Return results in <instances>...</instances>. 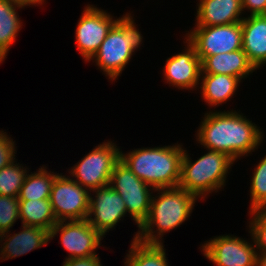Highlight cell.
<instances>
[{"label": "cell", "mask_w": 266, "mask_h": 266, "mask_svg": "<svg viewBox=\"0 0 266 266\" xmlns=\"http://www.w3.org/2000/svg\"><path fill=\"white\" fill-rule=\"evenodd\" d=\"M251 181V210L249 212L266 207V156L254 169Z\"/></svg>", "instance_id": "d4e9b609"}, {"label": "cell", "mask_w": 266, "mask_h": 266, "mask_svg": "<svg viewBox=\"0 0 266 266\" xmlns=\"http://www.w3.org/2000/svg\"><path fill=\"white\" fill-rule=\"evenodd\" d=\"M128 252L125 266H168L163 244H146L133 239Z\"/></svg>", "instance_id": "7402d4cb"}, {"label": "cell", "mask_w": 266, "mask_h": 266, "mask_svg": "<svg viewBox=\"0 0 266 266\" xmlns=\"http://www.w3.org/2000/svg\"><path fill=\"white\" fill-rule=\"evenodd\" d=\"M200 76L202 97L208 105L212 106L226 103L232 98L241 81L238 77L225 74H201Z\"/></svg>", "instance_id": "d6986e66"}, {"label": "cell", "mask_w": 266, "mask_h": 266, "mask_svg": "<svg viewBox=\"0 0 266 266\" xmlns=\"http://www.w3.org/2000/svg\"><path fill=\"white\" fill-rule=\"evenodd\" d=\"M88 192L75 179L58 174L49 198L56 220H85L89 212Z\"/></svg>", "instance_id": "ba28073f"}, {"label": "cell", "mask_w": 266, "mask_h": 266, "mask_svg": "<svg viewBox=\"0 0 266 266\" xmlns=\"http://www.w3.org/2000/svg\"><path fill=\"white\" fill-rule=\"evenodd\" d=\"M197 131V141L206 150L225 153L234 161L253 152L263 139L252 121L236 111L209 112Z\"/></svg>", "instance_id": "6da1fadb"}, {"label": "cell", "mask_w": 266, "mask_h": 266, "mask_svg": "<svg viewBox=\"0 0 266 266\" xmlns=\"http://www.w3.org/2000/svg\"><path fill=\"white\" fill-rule=\"evenodd\" d=\"M156 191L161 192L158 196L152 197L148 218L133 238L146 244H163L161 239L163 234L177 228L187 220L198 199L194 194L178 186L158 188L155 189ZM155 226L156 231L153 228Z\"/></svg>", "instance_id": "7a4b0ae2"}, {"label": "cell", "mask_w": 266, "mask_h": 266, "mask_svg": "<svg viewBox=\"0 0 266 266\" xmlns=\"http://www.w3.org/2000/svg\"><path fill=\"white\" fill-rule=\"evenodd\" d=\"M22 227V231L14 233V235H7L9 234L8 232L1 234L0 240L4 241L5 238V242L0 247L2 248L3 246L0 249V260L22 256L34 249L41 248L43 245H47L50 240V233L46 229L28 225H22Z\"/></svg>", "instance_id": "2e32d148"}, {"label": "cell", "mask_w": 266, "mask_h": 266, "mask_svg": "<svg viewBox=\"0 0 266 266\" xmlns=\"http://www.w3.org/2000/svg\"><path fill=\"white\" fill-rule=\"evenodd\" d=\"M109 185L121 195L127 212L140 227L148 218L153 193L150 191L155 189L139 179L121 160L114 166Z\"/></svg>", "instance_id": "52a82bcc"}, {"label": "cell", "mask_w": 266, "mask_h": 266, "mask_svg": "<svg viewBox=\"0 0 266 266\" xmlns=\"http://www.w3.org/2000/svg\"><path fill=\"white\" fill-rule=\"evenodd\" d=\"M13 160L0 169V195L18 197L27 175L26 168Z\"/></svg>", "instance_id": "cb8c5ba5"}, {"label": "cell", "mask_w": 266, "mask_h": 266, "mask_svg": "<svg viewBox=\"0 0 266 266\" xmlns=\"http://www.w3.org/2000/svg\"><path fill=\"white\" fill-rule=\"evenodd\" d=\"M19 215L22 225L40 227L48 231L58 222L50 199L19 200Z\"/></svg>", "instance_id": "44dd1931"}, {"label": "cell", "mask_w": 266, "mask_h": 266, "mask_svg": "<svg viewBox=\"0 0 266 266\" xmlns=\"http://www.w3.org/2000/svg\"><path fill=\"white\" fill-rule=\"evenodd\" d=\"M187 49L166 60L164 77L168 84L183 89H194L199 84L201 75V60L195 47L186 40Z\"/></svg>", "instance_id": "5bb4252c"}, {"label": "cell", "mask_w": 266, "mask_h": 266, "mask_svg": "<svg viewBox=\"0 0 266 266\" xmlns=\"http://www.w3.org/2000/svg\"><path fill=\"white\" fill-rule=\"evenodd\" d=\"M120 152L113 142H103L78 161L69 173L89 192L108 186L114 166L120 160Z\"/></svg>", "instance_id": "8992f818"}, {"label": "cell", "mask_w": 266, "mask_h": 266, "mask_svg": "<svg viewBox=\"0 0 266 266\" xmlns=\"http://www.w3.org/2000/svg\"><path fill=\"white\" fill-rule=\"evenodd\" d=\"M95 199L89 194V212L86 220L102 236L113 229L121 218L127 214L125 202L121 195L110 185L92 190ZM92 215L94 218H92Z\"/></svg>", "instance_id": "4fadbf2b"}, {"label": "cell", "mask_w": 266, "mask_h": 266, "mask_svg": "<svg viewBox=\"0 0 266 266\" xmlns=\"http://www.w3.org/2000/svg\"><path fill=\"white\" fill-rule=\"evenodd\" d=\"M234 162L225 153L209 150L193 163L184 150L178 187L198 198L206 197V194L224 186L228 170Z\"/></svg>", "instance_id": "5b68a950"}, {"label": "cell", "mask_w": 266, "mask_h": 266, "mask_svg": "<svg viewBox=\"0 0 266 266\" xmlns=\"http://www.w3.org/2000/svg\"><path fill=\"white\" fill-rule=\"evenodd\" d=\"M14 145V141L8 137L7 133L0 131V169L15 159Z\"/></svg>", "instance_id": "83f0119b"}, {"label": "cell", "mask_w": 266, "mask_h": 266, "mask_svg": "<svg viewBox=\"0 0 266 266\" xmlns=\"http://www.w3.org/2000/svg\"><path fill=\"white\" fill-rule=\"evenodd\" d=\"M188 35V36H187ZM185 36L198 56H213L242 49L241 22L218 26H196Z\"/></svg>", "instance_id": "9c48e42d"}, {"label": "cell", "mask_w": 266, "mask_h": 266, "mask_svg": "<svg viewBox=\"0 0 266 266\" xmlns=\"http://www.w3.org/2000/svg\"><path fill=\"white\" fill-rule=\"evenodd\" d=\"M19 218L18 197L0 195V234L9 232Z\"/></svg>", "instance_id": "484cf974"}, {"label": "cell", "mask_w": 266, "mask_h": 266, "mask_svg": "<svg viewBox=\"0 0 266 266\" xmlns=\"http://www.w3.org/2000/svg\"><path fill=\"white\" fill-rule=\"evenodd\" d=\"M65 222V223H64ZM58 221L49 231L50 240L61 232L60 241L69 251L68 259L98 256L95 250L103 236L85 220Z\"/></svg>", "instance_id": "30bf717a"}, {"label": "cell", "mask_w": 266, "mask_h": 266, "mask_svg": "<svg viewBox=\"0 0 266 266\" xmlns=\"http://www.w3.org/2000/svg\"><path fill=\"white\" fill-rule=\"evenodd\" d=\"M256 266H266V253L257 254Z\"/></svg>", "instance_id": "1f68e13d"}, {"label": "cell", "mask_w": 266, "mask_h": 266, "mask_svg": "<svg viewBox=\"0 0 266 266\" xmlns=\"http://www.w3.org/2000/svg\"><path fill=\"white\" fill-rule=\"evenodd\" d=\"M242 0H200L197 26H218L241 22Z\"/></svg>", "instance_id": "ac0fdd59"}, {"label": "cell", "mask_w": 266, "mask_h": 266, "mask_svg": "<svg viewBox=\"0 0 266 266\" xmlns=\"http://www.w3.org/2000/svg\"><path fill=\"white\" fill-rule=\"evenodd\" d=\"M99 256L65 259L63 266H102Z\"/></svg>", "instance_id": "f546056e"}, {"label": "cell", "mask_w": 266, "mask_h": 266, "mask_svg": "<svg viewBox=\"0 0 266 266\" xmlns=\"http://www.w3.org/2000/svg\"><path fill=\"white\" fill-rule=\"evenodd\" d=\"M242 8L250 10V15H266V0H242Z\"/></svg>", "instance_id": "f1b7e54d"}, {"label": "cell", "mask_w": 266, "mask_h": 266, "mask_svg": "<svg viewBox=\"0 0 266 266\" xmlns=\"http://www.w3.org/2000/svg\"><path fill=\"white\" fill-rule=\"evenodd\" d=\"M16 7L25 8L13 0H0V63L6 58L9 47L15 42L22 26Z\"/></svg>", "instance_id": "ffe728a7"}, {"label": "cell", "mask_w": 266, "mask_h": 266, "mask_svg": "<svg viewBox=\"0 0 266 266\" xmlns=\"http://www.w3.org/2000/svg\"><path fill=\"white\" fill-rule=\"evenodd\" d=\"M232 235H222L202 245L203 254L217 266H256L257 249Z\"/></svg>", "instance_id": "7c38bea8"}, {"label": "cell", "mask_w": 266, "mask_h": 266, "mask_svg": "<svg viewBox=\"0 0 266 266\" xmlns=\"http://www.w3.org/2000/svg\"><path fill=\"white\" fill-rule=\"evenodd\" d=\"M116 21L106 11L93 5L84 8L75 31L76 44L83 59L89 62Z\"/></svg>", "instance_id": "8fae6325"}, {"label": "cell", "mask_w": 266, "mask_h": 266, "mask_svg": "<svg viewBox=\"0 0 266 266\" xmlns=\"http://www.w3.org/2000/svg\"><path fill=\"white\" fill-rule=\"evenodd\" d=\"M46 167L39 168L37 173L27 174L18 196L19 200L49 199L55 177L58 175Z\"/></svg>", "instance_id": "603a6c76"}, {"label": "cell", "mask_w": 266, "mask_h": 266, "mask_svg": "<svg viewBox=\"0 0 266 266\" xmlns=\"http://www.w3.org/2000/svg\"><path fill=\"white\" fill-rule=\"evenodd\" d=\"M199 58L201 74H225L242 79L257 70L243 49L213 56H199Z\"/></svg>", "instance_id": "e0dca14e"}, {"label": "cell", "mask_w": 266, "mask_h": 266, "mask_svg": "<svg viewBox=\"0 0 266 266\" xmlns=\"http://www.w3.org/2000/svg\"><path fill=\"white\" fill-rule=\"evenodd\" d=\"M253 215L249 222V228L256 249L258 253H266V207L260 208L250 212Z\"/></svg>", "instance_id": "4316f807"}, {"label": "cell", "mask_w": 266, "mask_h": 266, "mask_svg": "<svg viewBox=\"0 0 266 266\" xmlns=\"http://www.w3.org/2000/svg\"><path fill=\"white\" fill-rule=\"evenodd\" d=\"M142 38L133 17L127 13L117 19L89 61L95 59L96 65L113 81L122 73L133 52L140 47Z\"/></svg>", "instance_id": "277c9868"}, {"label": "cell", "mask_w": 266, "mask_h": 266, "mask_svg": "<svg viewBox=\"0 0 266 266\" xmlns=\"http://www.w3.org/2000/svg\"><path fill=\"white\" fill-rule=\"evenodd\" d=\"M242 49L249 61L258 69L266 63V15L243 18Z\"/></svg>", "instance_id": "9a60e30c"}, {"label": "cell", "mask_w": 266, "mask_h": 266, "mask_svg": "<svg viewBox=\"0 0 266 266\" xmlns=\"http://www.w3.org/2000/svg\"><path fill=\"white\" fill-rule=\"evenodd\" d=\"M184 149L179 144L120 152V160L154 189L177 187Z\"/></svg>", "instance_id": "3957f363"}, {"label": "cell", "mask_w": 266, "mask_h": 266, "mask_svg": "<svg viewBox=\"0 0 266 266\" xmlns=\"http://www.w3.org/2000/svg\"><path fill=\"white\" fill-rule=\"evenodd\" d=\"M16 1L17 3H20L24 6H30V5H35V4H42V2H44V0H13Z\"/></svg>", "instance_id": "4dcf8cb0"}]
</instances>
